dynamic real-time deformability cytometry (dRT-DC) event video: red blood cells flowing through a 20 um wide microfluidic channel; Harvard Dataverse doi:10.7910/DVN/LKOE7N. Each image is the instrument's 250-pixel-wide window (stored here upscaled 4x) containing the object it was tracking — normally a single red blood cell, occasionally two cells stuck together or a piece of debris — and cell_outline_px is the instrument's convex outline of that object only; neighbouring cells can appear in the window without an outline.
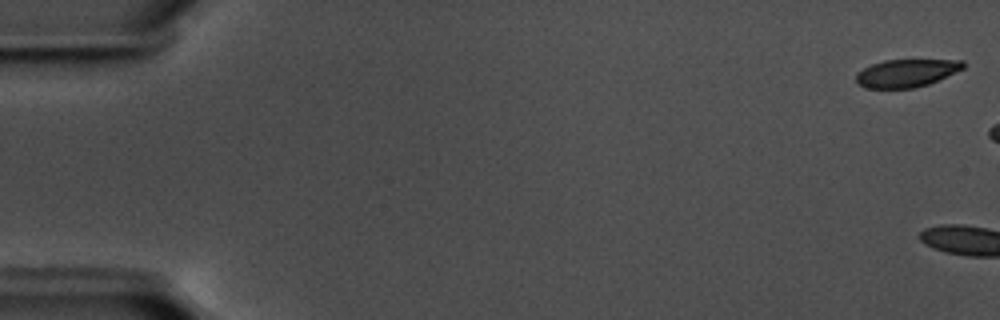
{"species": "common noctule bat (a hibernating species)", "species_latin": "Nyctalus noctula", "temperature_condition": "warm", "stored_images_in_passage": 4, "camera_frame_rate_fps": 3000, "um_per_image_px": 0.085, "animal": {"sex": "male", "body_mass_g": 17.5, "forearm_length_mm": 52.3}, "frame": {"image": 1, "passage_image": 1, "time_ms": 0.0, "image_size_px": [1000, 320], "cell_outline_px": [[964, 68], [928, 84], [916, 88], [864, 88], [856, 80], [856, 76], [864, 68], [872, 64], [884, 60], [964, 60]], "centroid_in_image_um": [77.05, 6.21], "position_along_channel_um": 7.9, "area_um2": 17.11}}